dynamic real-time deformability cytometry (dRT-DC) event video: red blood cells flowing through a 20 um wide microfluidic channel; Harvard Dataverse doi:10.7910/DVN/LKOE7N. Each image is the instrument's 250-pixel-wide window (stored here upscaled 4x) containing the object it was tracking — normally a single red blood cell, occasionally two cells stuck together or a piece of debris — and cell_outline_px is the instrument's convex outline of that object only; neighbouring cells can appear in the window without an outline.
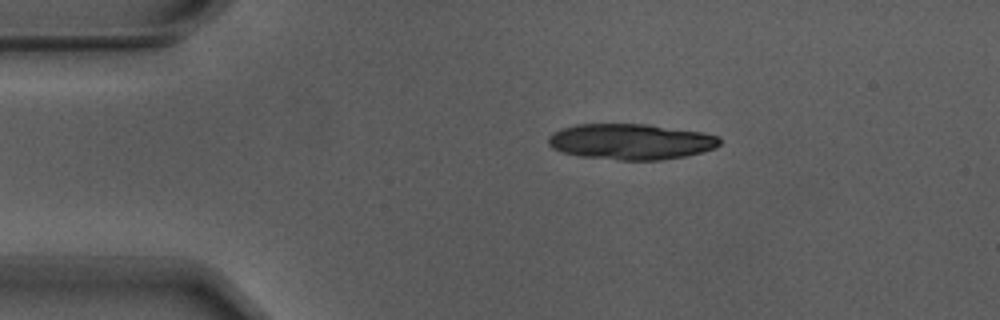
{"species": "Egyptian fruit bat (a non-hibernating species)", "species_latin": "Rousettus aegyptiacus", "temperature_condition": "warm", "stored_images_in_passage": 9, "camera_frame_rate_fps": 3000, "um_per_image_px": 0.085, "animal": {"sex": "male"}, "frame": {"image": 1, "passage_image": 1, "time_ms": 0.0, "image_size_px": [1000, 320], "cell_outline_px": [[720, 144], [716, 148], [684, 156], [660, 160], [620, 160], [580, 156], [564, 152], [552, 148], [548, 144], [548, 136], [552, 132], [576, 124], [648, 124], [704, 132], [720, 136]], "centroid_in_image_um": [53.64, 12.03], "position_along_channel_um": 31.4, "area_um2": 35.84}}